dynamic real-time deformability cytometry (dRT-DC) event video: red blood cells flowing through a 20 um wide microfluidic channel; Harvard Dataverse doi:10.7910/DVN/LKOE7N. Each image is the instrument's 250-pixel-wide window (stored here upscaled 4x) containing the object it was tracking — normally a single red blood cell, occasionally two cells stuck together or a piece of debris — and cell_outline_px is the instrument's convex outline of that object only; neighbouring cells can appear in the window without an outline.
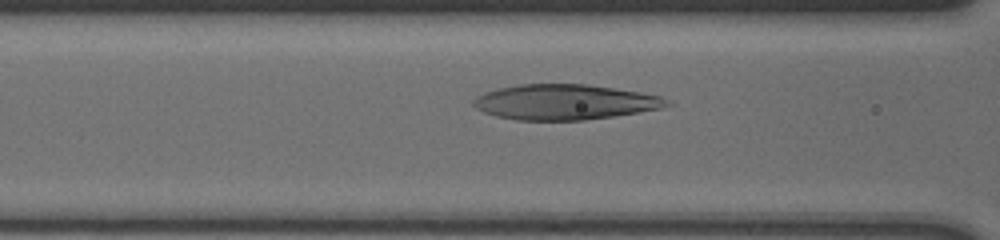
{"species": "human", "species_latin": "Homo sapiens", "temperature_condition": "cold", "stored_images_in_passage": 45, "camera_frame_rate_fps": 3000, "um_per_image_px": 0.085, "donor": {"sex": "male"}, "frame": {"image": 1, "passage_image": 18, "time_ms": 5.667, "image_size_px": [1000, 240], "cell_outline_px": [[672, 104], [660, 108], [612, 116], [584, 120], [516, 120], [496, 116], [484, 112], [476, 108], [472, 104], [472, 100], [476, 96], [484, 92], [496, 88], [520, 84], [588, 84], [640, 92], [660, 96], [668, 100]], "centroid_in_image_um": [47.95, 8.67], "position_along_channel_um": 118.7, "area_um2": 39.71}}
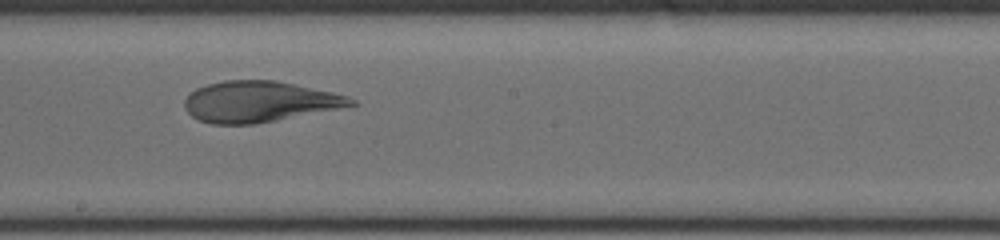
{"frame": {"image": 2, "passage_image": 27, "time_ms": 8.667, "image_size_px": [1000, 240], "cell_outline_px": [[356, 104], [256, 124], [212, 124], [200, 120], [192, 116], [184, 108], [184, 100], [196, 88], [208, 84], [224, 80], [276, 80], [332, 92], [348, 96], [356, 100]], "centroid_in_image_um": [21.99, 8.63], "position_along_channel_um": 226.2, "area_um2": 39.19}}
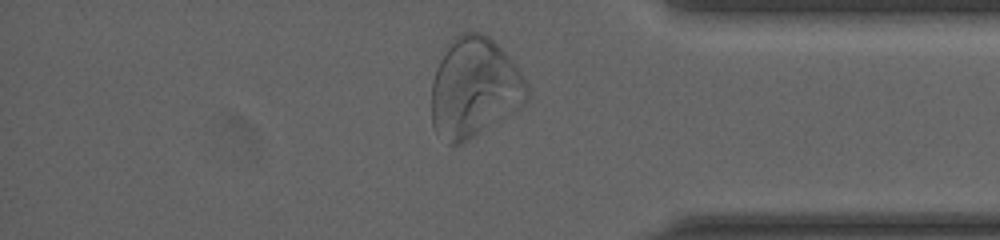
{"frame": {"image": 3, "passage_image": 42, "time_ms": 13.667, "image_size_px": [1000, 240], "cell_outline_px": [[528, 96], [524, 104], [520, 108], [468, 140], [460, 144], [448, 144], [436, 132], [432, 124], [432, 80], [436, 68], [448, 40], [460, 32], [484, 32], [512, 60], [524, 76], [528, 84]], "centroid_in_image_um": [40.3, 7.43], "position_along_channel_um": 394.9, "area_um2": 55.89}, "authors_computed_cell_mechanics": {"area_um2": 43.7546, "velocity_mm_per_s": 3.5787, "shape_relaxation_time_tau1_ms": 3.9528, "shape_relaxation_time_tau2_ms": 1.2122, "deformation_change_tau1": 0.1512, "deformation_change_tau2": 0.0717}}